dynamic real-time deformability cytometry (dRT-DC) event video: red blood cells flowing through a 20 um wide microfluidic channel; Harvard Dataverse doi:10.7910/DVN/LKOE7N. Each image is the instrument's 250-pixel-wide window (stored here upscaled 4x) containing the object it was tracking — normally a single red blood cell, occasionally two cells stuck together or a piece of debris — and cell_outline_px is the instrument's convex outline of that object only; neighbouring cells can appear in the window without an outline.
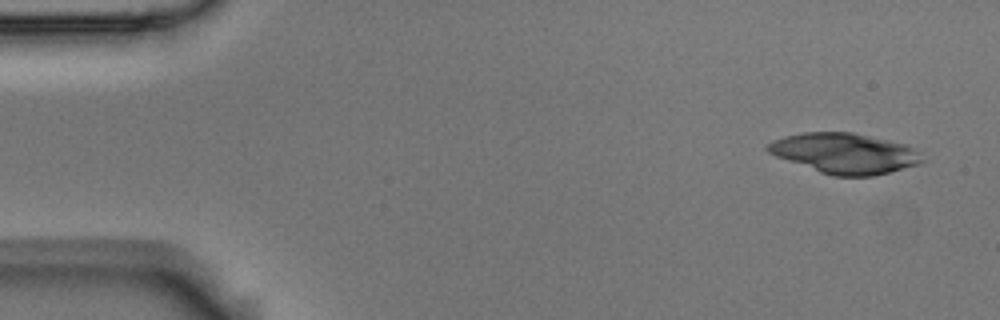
{"species": "Egyptian fruit bat (a non-hibernating species)", "species_latin": "Rousettus aegyptiacus", "temperature_condition": "room temperature", "stored_images_in_passage": 4, "camera_frame_rate_fps": 3000, "um_per_image_px": 0.085, "animal": {"sex": "male"}, "frame": {"image": 1, "passage_image": 1, "time_ms": 0.0, "image_size_px": [1000, 320], "cell_outline_px": [[924, 160], [920, 164], [872, 176], [832, 176], [820, 172], [776, 156], [768, 152], [764, 148], [772, 140], [784, 136], [804, 132], [852, 132], [888, 140], [904, 144], [912, 148]], "centroid_in_image_um": [71.76, 13.03], "position_along_channel_um": 13.2, "area_um2": 35.95}}